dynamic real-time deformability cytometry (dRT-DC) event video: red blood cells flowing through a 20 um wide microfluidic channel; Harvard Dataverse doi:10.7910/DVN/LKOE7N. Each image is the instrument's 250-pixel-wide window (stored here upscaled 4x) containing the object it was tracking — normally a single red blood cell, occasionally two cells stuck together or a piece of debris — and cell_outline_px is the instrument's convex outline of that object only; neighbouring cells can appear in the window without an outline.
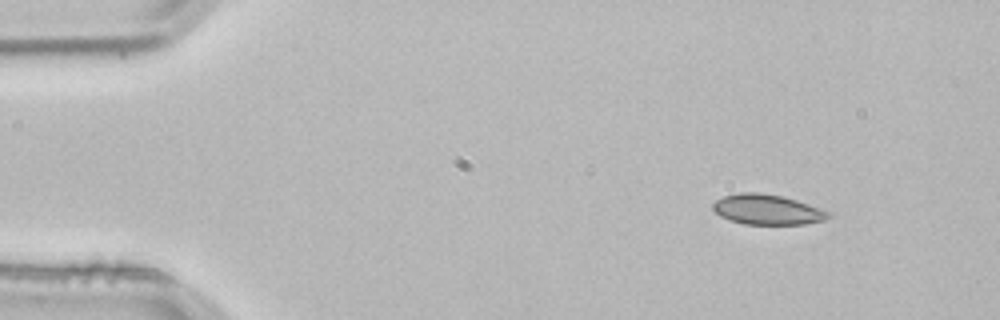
{"species": "common noctule bat (a hibernating species)", "species_latin": "Nyctalus noctula", "temperature_condition": "room temperature", "stored_images_in_passage": 4, "segment_of_instrument_passage": [2, 2], "camera_frame_rate_fps": 3000, "um_per_image_px": 0.085, "animal": {"sex": "male", "body_mass_g": 21.5, "forearm_length_mm": 52.0}, "frame": {"image": 1, "passage_image": 4, "time_ms": 1.0, "image_size_px": [1000, 320], "cell_outline_px": [[832, 216], [824, 220], [804, 224], [744, 224], [728, 220], [720, 216], [712, 208], [712, 204], [720, 196], [740, 192], [760, 192], [780, 196], [796, 200], [832, 212]], "centroid_in_image_um": [65.19, 17.81], "position_along_channel_um": 19.8, "area_um2": 20.46}}